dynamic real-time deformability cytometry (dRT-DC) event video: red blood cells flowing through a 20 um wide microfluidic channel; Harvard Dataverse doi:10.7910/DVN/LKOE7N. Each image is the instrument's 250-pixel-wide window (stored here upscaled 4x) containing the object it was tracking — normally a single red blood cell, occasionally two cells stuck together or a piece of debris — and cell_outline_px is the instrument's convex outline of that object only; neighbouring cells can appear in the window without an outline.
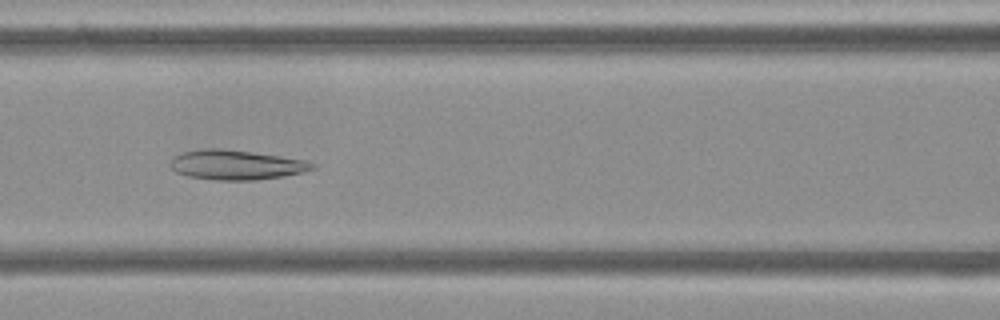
{"species": "Egyptian fruit bat (a non-hibernating species)", "species_latin": "Rousettus aegyptiacus", "temperature_condition": "cold", "stored_images_in_passage": 47, "camera_frame_rate_fps": 3000, "um_per_image_px": 0.085, "frame": {"image": 1, "passage_image": 16, "time_ms": 5.0, "image_size_px": [1000, 320], "cell_outline_px": [[316, 168], [284, 176], [256, 180], [216, 180], [188, 176], [176, 172], [168, 164], [172, 156], [184, 152], [204, 148], [220, 148], [252, 152], [308, 160], [316, 164]], "centroid_in_image_um": [20.06, 14.01], "position_along_channel_um": 146.5, "area_um2": 24.68}}
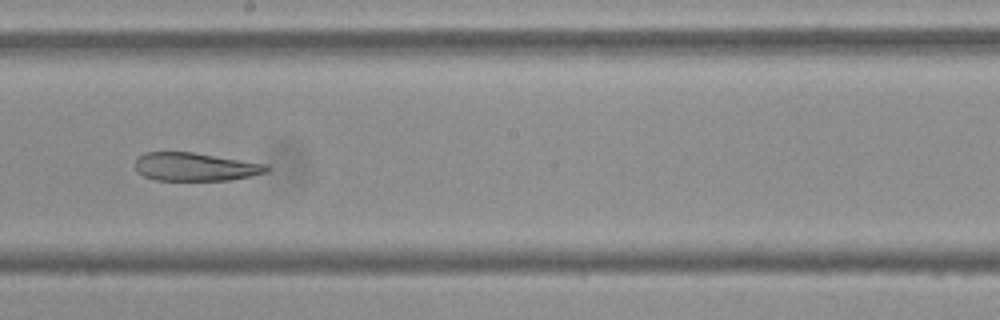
{"frame": {"image": 2, "passage_image": 23, "time_ms": 7.333, "image_size_px": [1000, 320], "cell_outline_px": [[272, 168], [268, 172], [252, 176], [228, 180], [156, 180], [144, 176], [136, 172], [136, 160], [144, 152], [192, 152], [268, 164]], "centroid_in_image_um": [16.64, 14.18], "position_along_channel_um": 231.6, "area_um2": 21.73}}
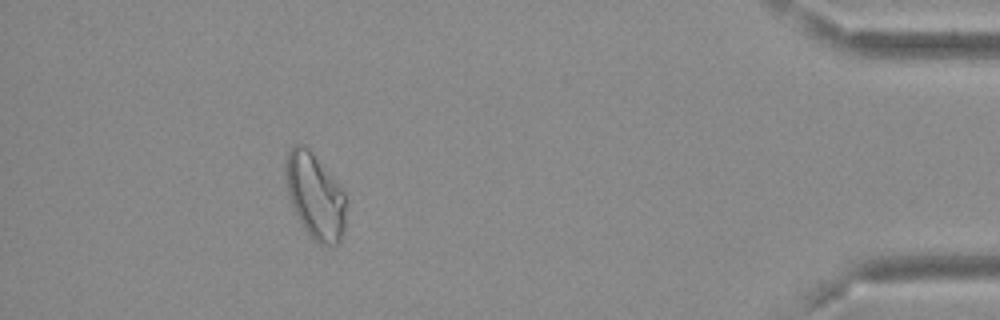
{"frame": {"image": 3, "passage_image": 42, "time_ms": 13.667, "image_size_px": [1000, 320], "cell_outline_px": [[344, 232], [340, 240], [332, 248], [320, 244], [304, 228], [292, 204], [288, 192], [284, 172], [284, 164], [288, 152], [292, 144], [304, 144], [312, 152], [344, 192]], "centroid_in_image_um": [26.76, 16.64], "position_along_channel_um": 408.4, "area_um2": 29.59}}